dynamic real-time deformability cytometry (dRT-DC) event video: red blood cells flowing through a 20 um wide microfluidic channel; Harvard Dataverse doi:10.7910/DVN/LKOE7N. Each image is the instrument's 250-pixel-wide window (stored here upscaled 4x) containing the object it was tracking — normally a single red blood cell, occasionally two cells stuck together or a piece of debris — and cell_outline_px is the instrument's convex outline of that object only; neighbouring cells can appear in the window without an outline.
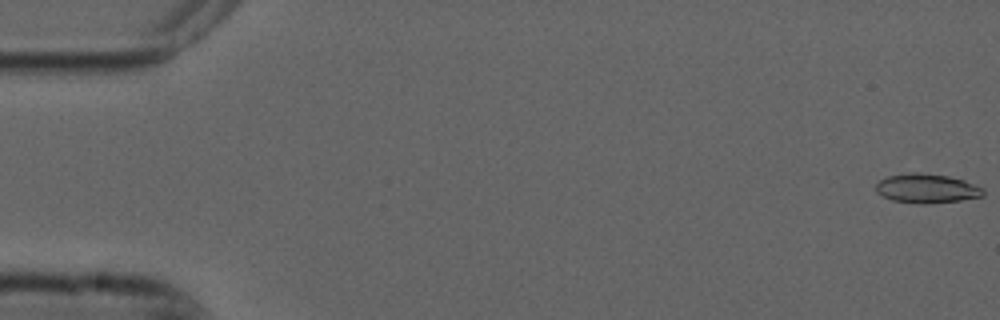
{"species": "common noctule bat (a hibernating species)", "species_latin": "Nyctalus noctula", "temperature_condition": "cold", "stored_images_in_passage": 55, "camera_frame_rate_fps": 3000, "um_per_image_px": 0.085, "animal": {"sex": "male", "forearm_length_mm": 52.5}, "frame": {"image": 1, "passage_image": 1, "time_ms": 0.0, "image_size_px": [1000, 320], "cell_outline_px": [[984, 196], [960, 200], [924, 204], [892, 200], [876, 192], [876, 184], [880, 180], [888, 176], [912, 172], [920, 172], [948, 176], [964, 180], [984, 188]], "centroid_in_image_um": [78.79, 16.01], "position_along_channel_um": 6.2, "area_um2": 18.21}}
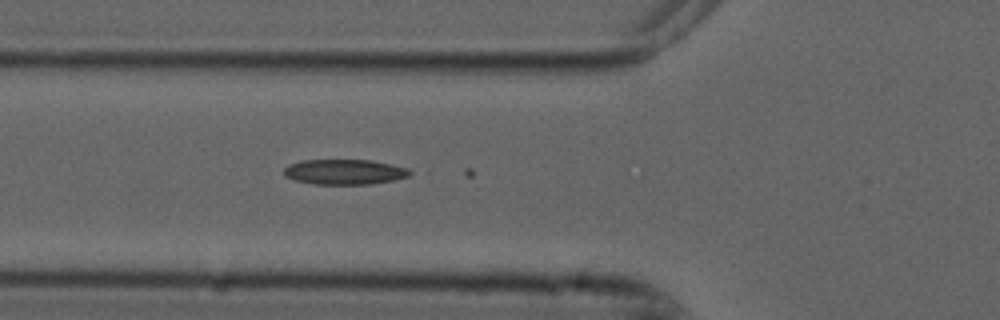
{"frame": {"image": 2, "passage_image": 20, "time_ms": 6.333, "image_size_px": [1000, 320], "cell_outline_px": [[416, 172], [408, 176], [396, 180], [372, 184], [312, 184], [296, 180], [284, 176], [284, 168], [288, 164], [304, 160], [372, 160], [392, 164], [408, 168]], "centroid_in_image_um": [29.34, 14.61], "position_along_channel_um": 96.5, "area_um2": 18.73}}
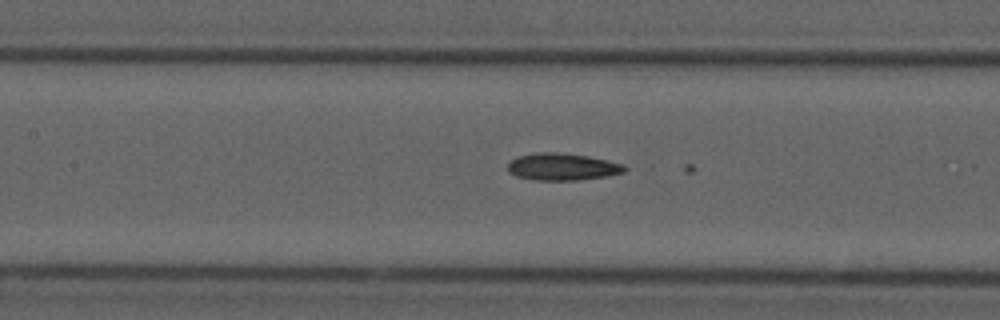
{"frame": {"image": 3, "passage_image": 25, "time_ms": 8.0, "image_size_px": [1000, 320], "cell_outline_px": [[632, 168], [624, 172], [604, 176], [576, 180], [536, 180], [516, 176], [508, 172], [508, 164], [512, 160], [520, 156], [536, 152], [556, 152], [588, 156], [624, 164]], "centroid_in_image_um": [47.83, 14.17], "position_along_channel_um": 159.6, "area_um2": 18.38}}